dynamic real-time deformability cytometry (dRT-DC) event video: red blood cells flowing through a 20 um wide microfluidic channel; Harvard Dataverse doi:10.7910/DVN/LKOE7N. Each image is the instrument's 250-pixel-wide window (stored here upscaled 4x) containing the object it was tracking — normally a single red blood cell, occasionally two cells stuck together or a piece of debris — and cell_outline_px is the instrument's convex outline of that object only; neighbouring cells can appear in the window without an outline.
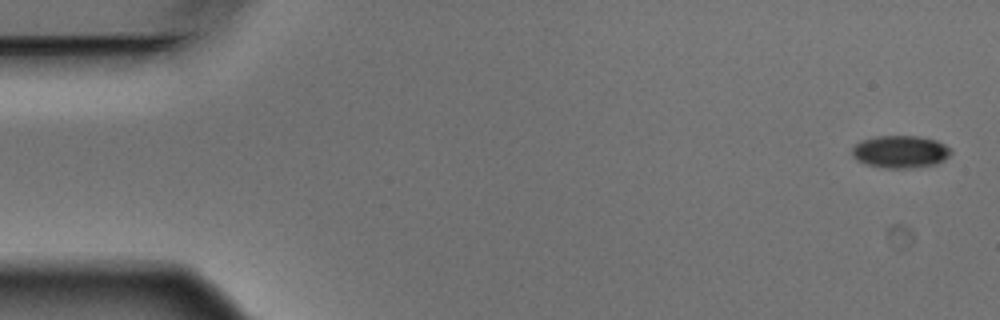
{"species": "Egyptian fruit bat (a non-hibernating species)", "species_latin": "Rousettus aegyptiacus", "temperature_condition": "warm", "stored_images_in_passage": 5, "camera_frame_rate_fps": 3000, "um_per_image_px": 0.085, "animal": {"sex": "male"}, "frame": {"image": 1, "passage_image": 1, "time_ms": 0.0, "image_size_px": [1000, 320], "cell_outline_px": [[952, 152], [944, 160], [936, 164], [912, 168], [888, 168], [868, 164], [856, 160], [852, 156], [852, 148], [860, 140], [876, 136], [920, 136], [936, 140], [952, 148]], "centroid_in_image_um": [76.54, 12.89], "position_along_channel_um": 8.5, "area_um2": 18.79}}
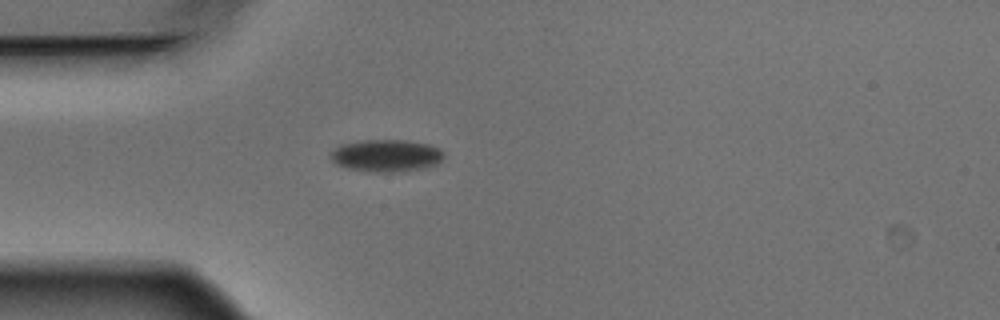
{"frame": {"image": 2, "passage_image": 5, "time_ms": 1.333, "image_size_px": [1000, 320], "cell_outline_px": [[444, 156], [436, 164], [424, 168], [400, 172], [368, 172], [348, 168], [336, 164], [328, 156], [328, 152], [332, 148], [340, 144], [364, 140], [404, 140], [428, 144], [440, 148], [444, 152]], "centroid_in_image_um": [32.78, 13.23], "position_along_channel_um": 52.2, "area_um2": 21.62}}